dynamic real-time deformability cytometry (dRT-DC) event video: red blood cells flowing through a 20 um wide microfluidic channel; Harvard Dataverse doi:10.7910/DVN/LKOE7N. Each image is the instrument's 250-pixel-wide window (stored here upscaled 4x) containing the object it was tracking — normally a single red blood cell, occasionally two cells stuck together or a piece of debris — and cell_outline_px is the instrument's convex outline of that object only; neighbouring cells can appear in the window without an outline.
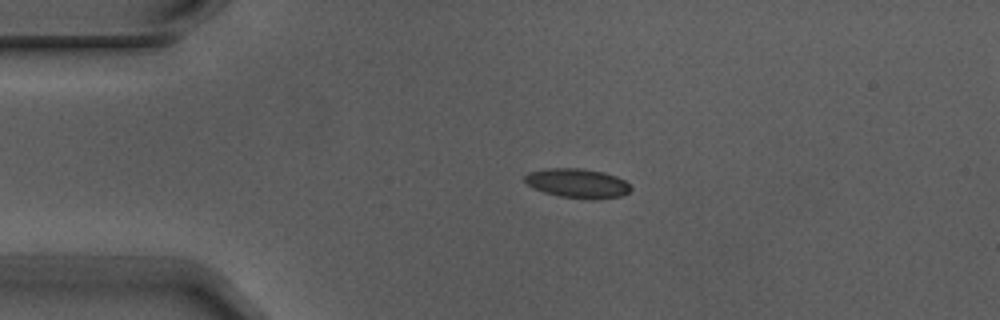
{"species": "Egyptian fruit bat (a non-hibernating species)", "species_latin": "Rousettus aegyptiacus", "temperature_condition": "warm", "stored_images_in_passage": 5, "segment_of_instrument_passage": [1, 2], "camera_frame_rate_fps": 3000, "um_per_image_px": 0.085, "animal": {"sex": "male"}, "frame": {"image": 1, "passage_image": 3, "time_ms": 0.667, "image_size_px": [1000, 320], "cell_outline_px": [[632, 188], [628, 192], [620, 196], [592, 200], [560, 196], [544, 192], [528, 184], [524, 180], [524, 176], [528, 172], [548, 168], [580, 168], [604, 172], [616, 176], [624, 180]], "centroid_in_image_um": [49.09, 15.57], "position_along_channel_um": 35.9, "area_um2": 18.03}}